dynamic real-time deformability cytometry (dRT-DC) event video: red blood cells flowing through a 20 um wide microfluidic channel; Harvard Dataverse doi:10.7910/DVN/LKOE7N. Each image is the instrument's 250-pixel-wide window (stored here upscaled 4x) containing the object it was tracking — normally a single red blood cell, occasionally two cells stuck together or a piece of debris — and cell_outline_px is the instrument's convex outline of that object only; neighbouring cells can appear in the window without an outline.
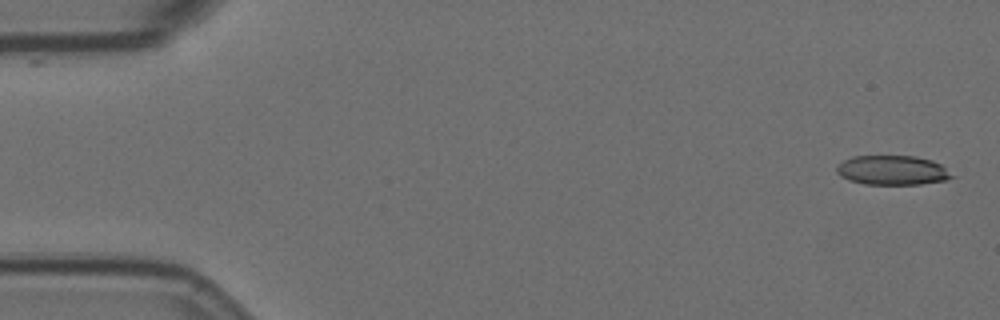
{"species": "Egyptian fruit bat (a non-hibernating species)", "species_latin": "Rousettus aegyptiacus", "temperature_condition": "room temperature", "stored_images_in_passage": 37, "camera_frame_rate_fps": 3000, "um_per_image_px": 0.085, "animal": {"sex": "female"}, "frame": {"image": 1, "passage_image": 1, "time_ms": 0.0, "image_size_px": [1000, 320], "cell_outline_px": [[956, 176], [944, 180], [920, 184], [864, 184], [848, 180], [840, 176], [836, 172], [836, 168], [844, 160], [852, 156], [916, 156], [932, 160], [940, 164]], "centroid_in_image_um": [75.85, 14.47], "position_along_channel_um": 9.2, "area_um2": 19.77}}
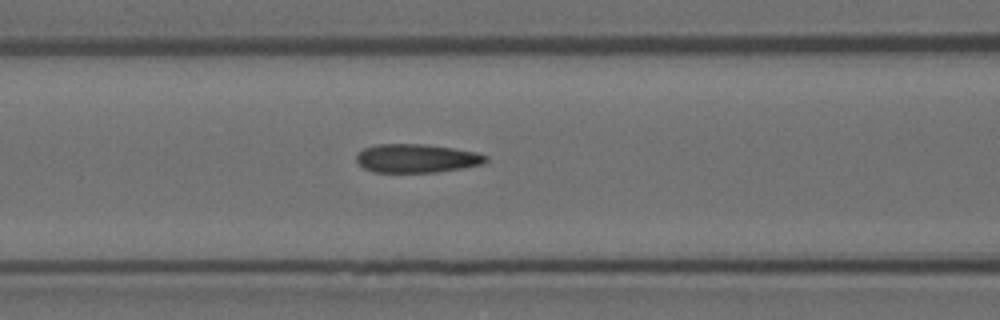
{"frame": {"image": 2, "passage_image": 22, "time_ms": 7.0, "image_size_px": [1000, 320], "cell_outline_px": [[488, 160], [484, 164], [464, 168], [436, 172], [372, 172], [364, 168], [356, 160], [356, 152], [364, 148], [376, 144], [428, 144], [476, 152], [488, 156]], "centroid_in_image_um": [35.42, 13.45], "position_along_channel_um": 131.2, "area_um2": 21.79}}
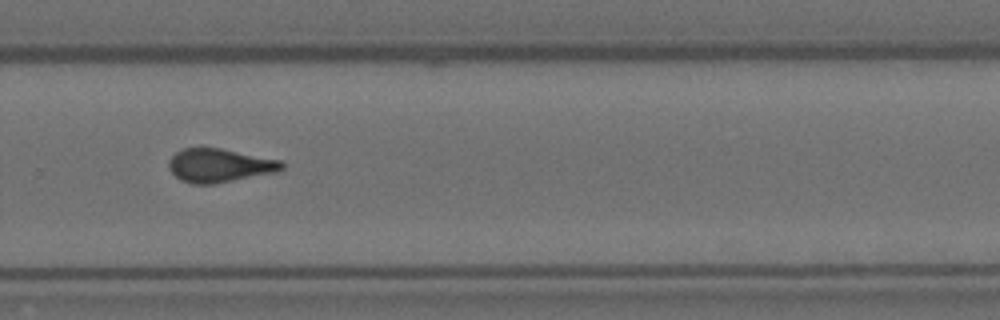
{"frame": {"image": 3, "passage_image": 37, "time_ms": 12.0, "image_size_px": [1000, 320], "cell_outline_px": [[288, 164], [284, 168], [276, 172], [212, 184], [192, 184], [180, 180], [168, 168], [168, 160], [176, 152], [184, 148], [220, 148], [280, 160]], "centroid_in_image_um": [18.66, 14.06], "position_along_channel_um": 311.1, "area_um2": 22.08}}